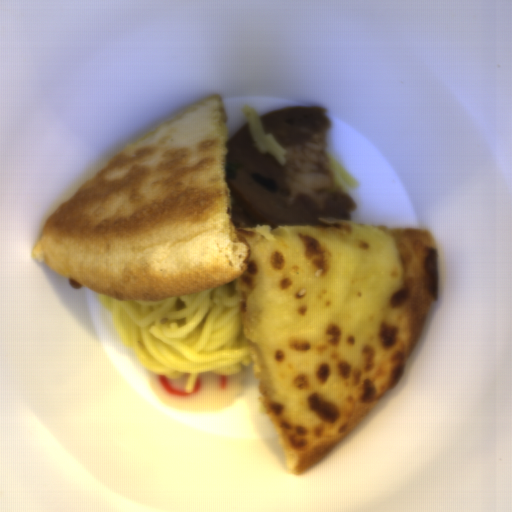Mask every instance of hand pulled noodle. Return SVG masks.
<instances>
[{
    "instance_id": "obj_1",
    "label": "hand pulled noodle",
    "mask_w": 512,
    "mask_h": 512,
    "mask_svg": "<svg viewBox=\"0 0 512 512\" xmlns=\"http://www.w3.org/2000/svg\"><path fill=\"white\" fill-rule=\"evenodd\" d=\"M237 279L191 295L121 301L99 293L119 341L150 373L179 379L194 391L199 373L239 375L252 364L236 291Z\"/></svg>"
},
{
    "instance_id": "obj_2",
    "label": "hand pulled noodle",
    "mask_w": 512,
    "mask_h": 512,
    "mask_svg": "<svg viewBox=\"0 0 512 512\" xmlns=\"http://www.w3.org/2000/svg\"><path fill=\"white\" fill-rule=\"evenodd\" d=\"M242 115L259 153L270 154L279 165L284 166L287 151L271 135H265L255 108L242 106Z\"/></svg>"
},
{
    "instance_id": "obj_3",
    "label": "hand pulled noodle",
    "mask_w": 512,
    "mask_h": 512,
    "mask_svg": "<svg viewBox=\"0 0 512 512\" xmlns=\"http://www.w3.org/2000/svg\"><path fill=\"white\" fill-rule=\"evenodd\" d=\"M323 158L328 164L331 175L342 188L356 190L359 187V182L351 174H349L330 154L324 152Z\"/></svg>"
}]
</instances>
